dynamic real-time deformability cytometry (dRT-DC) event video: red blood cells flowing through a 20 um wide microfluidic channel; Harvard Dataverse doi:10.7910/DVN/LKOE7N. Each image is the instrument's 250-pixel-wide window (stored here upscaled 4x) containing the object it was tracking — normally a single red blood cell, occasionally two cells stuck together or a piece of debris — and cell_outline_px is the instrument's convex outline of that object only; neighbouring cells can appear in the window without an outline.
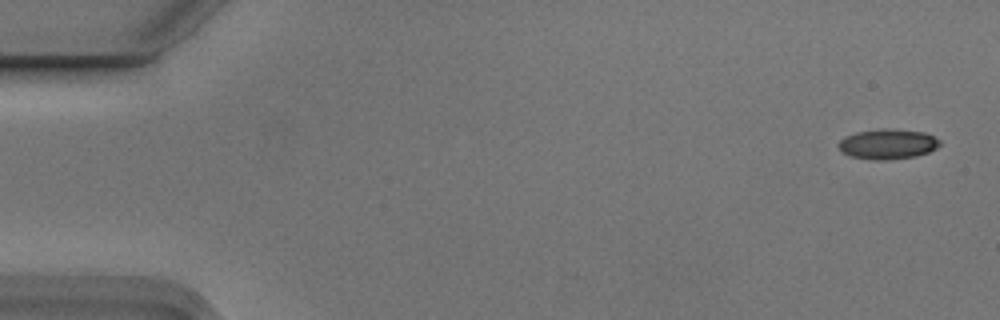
{"species": "Egyptian fruit bat (a non-hibernating species)", "species_latin": "Rousettus aegyptiacus", "temperature_condition": "cold", "stored_images_in_passage": 5, "camera_frame_rate_fps": 3000, "um_per_image_px": 0.085, "animal": {"sex": "male"}, "frame": {"image": 1, "passage_image": 1, "time_ms": 0.0, "image_size_px": [1000, 320], "cell_outline_px": [[940, 144], [936, 148], [928, 152], [916, 156], [888, 160], [876, 160], [852, 156], [840, 152], [836, 144], [844, 136], [856, 132], [880, 128], [888, 128], [924, 132], [940, 140]], "centroid_in_image_um": [75.41, 12.24], "position_along_channel_um": 9.6, "area_um2": 17.92}}
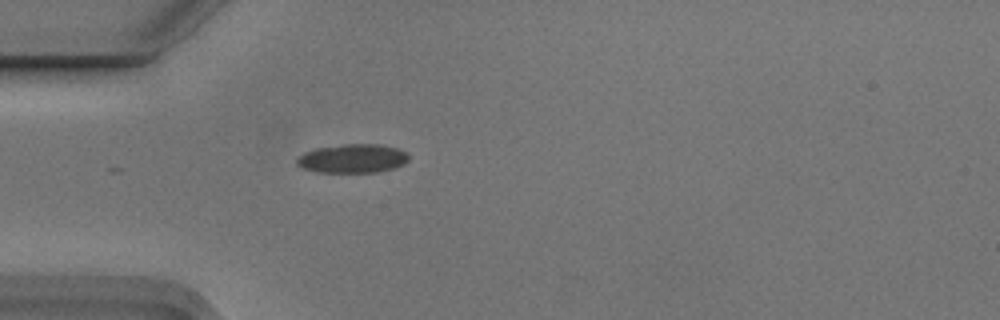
{"frame": {"image": 2, "passage_image": 5, "time_ms": 1.333, "image_size_px": [1000, 320], "cell_outline_px": [[408, 160], [404, 164], [392, 168], [376, 172], [316, 172], [304, 168], [296, 164], [296, 160], [304, 152], [316, 148], [344, 144], [380, 144], [396, 148], [408, 152]], "centroid_in_image_um": [29.97, 13.46], "position_along_channel_um": 55.0, "area_um2": 18.73}}